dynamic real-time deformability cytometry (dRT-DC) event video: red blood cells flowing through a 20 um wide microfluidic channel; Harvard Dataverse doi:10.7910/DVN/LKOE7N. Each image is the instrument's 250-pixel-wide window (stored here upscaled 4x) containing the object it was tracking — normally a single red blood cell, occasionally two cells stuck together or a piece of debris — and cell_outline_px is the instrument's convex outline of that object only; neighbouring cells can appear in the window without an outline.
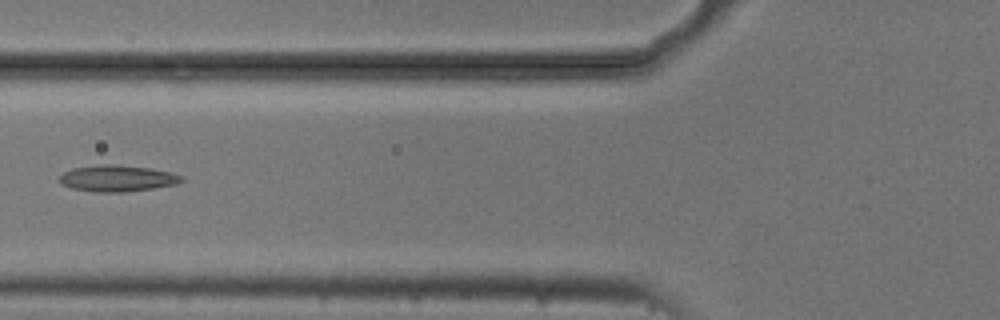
{"species": "common noctule bat (a hibernating species)", "species_latin": "Nyctalus noctula", "temperature_condition": "cold", "stored_images_in_passage": 6, "camera_frame_rate_fps": 3000, "um_per_image_px": 0.085, "animal": {"sex": "male", "body_mass_g": 20.5, "forearm_length_mm": 52.5}, "frame": {"image": 1, "passage_image": 5, "time_ms": 1.333, "image_size_px": [1000, 320], "cell_outline_px": [[184, 180], [176, 184], [152, 188], [124, 192], [96, 192], [72, 188], [60, 184], [60, 176], [64, 172], [72, 168], [100, 164], [116, 164], [152, 168], [172, 172], [184, 176]], "centroid_in_image_um": [9.99, 15.15], "position_along_channel_um": 115.8, "area_um2": 18.9}}
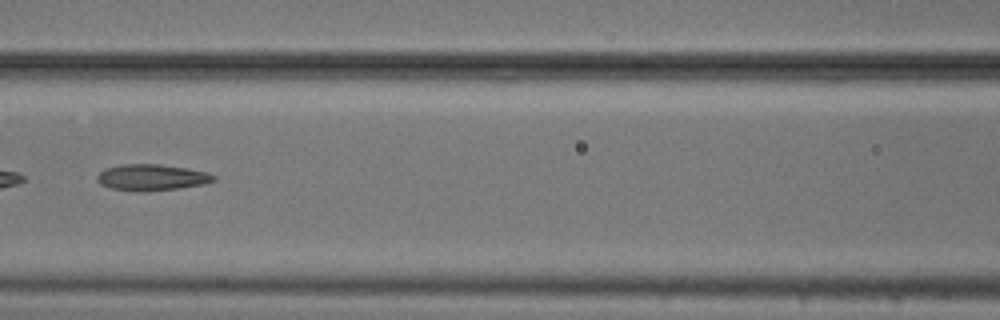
{"frame": {"image": 2, "passage_image": 6, "time_ms": 1.667, "image_size_px": [1000, 320], "cell_outline_px": [[216, 180], [204, 184], [176, 188], [140, 192], [112, 188], [100, 184], [96, 180], [96, 176], [104, 168], [120, 164], [160, 164], [188, 168], [208, 172], [216, 176]], "centroid_in_image_um": [12.88, 15.06], "position_along_channel_um": 153.7, "area_um2": 17.92}}